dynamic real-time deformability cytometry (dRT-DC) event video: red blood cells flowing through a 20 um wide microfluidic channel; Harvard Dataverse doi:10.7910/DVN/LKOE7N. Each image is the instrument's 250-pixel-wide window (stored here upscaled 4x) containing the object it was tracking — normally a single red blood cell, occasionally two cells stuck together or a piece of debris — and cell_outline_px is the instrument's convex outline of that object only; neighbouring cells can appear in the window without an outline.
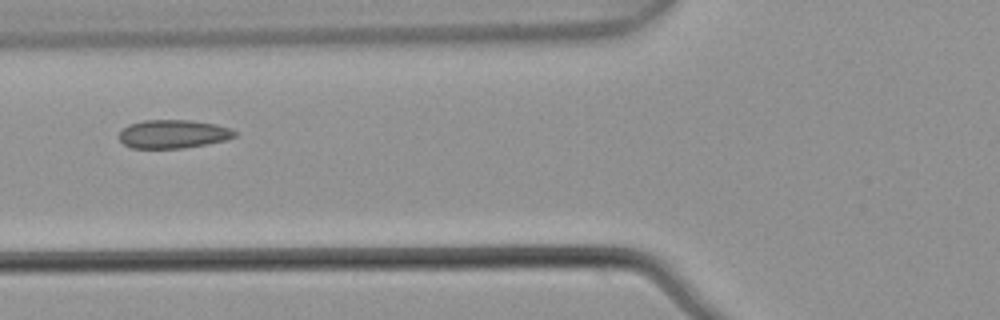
{"species": "common noctule bat (a hibernating species)", "species_latin": "Nyctalus noctula", "temperature_condition": "warm", "stored_images_in_passage": 2, "camera_frame_rate_fps": 3000, "um_per_image_px": 0.085, "animal": {"sex": "male", "body_mass_g": 21.5, "forearm_length_mm": 52.0}, "frame": {"image": 1, "passage_image": 2, "time_ms": 0.333, "image_size_px": [1000, 320], "cell_outline_px": [[236, 136], [228, 140], [184, 148], [132, 148], [124, 144], [120, 140], [120, 132], [128, 124], [144, 120], [192, 120], [216, 124], [228, 128], [236, 132]], "centroid_in_image_um": [14.73, 11.39], "position_along_channel_um": 111.1, "area_um2": 19.19}}